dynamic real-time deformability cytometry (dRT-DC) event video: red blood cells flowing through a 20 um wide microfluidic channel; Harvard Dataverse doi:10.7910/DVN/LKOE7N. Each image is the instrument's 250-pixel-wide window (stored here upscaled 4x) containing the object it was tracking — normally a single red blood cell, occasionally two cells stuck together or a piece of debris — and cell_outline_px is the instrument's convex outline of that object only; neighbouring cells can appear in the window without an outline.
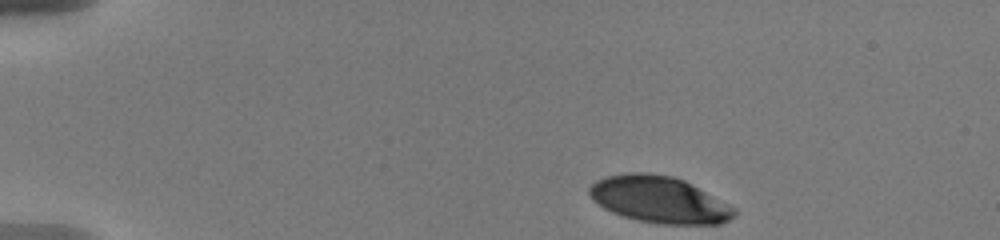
{"species": "human", "species_latin": "Homo sapiens", "temperature_condition": "warm", "stored_images_in_passage": 6, "camera_frame_rate_fps": 3000, "um_per_image_px": 0.085, "donor": {"sex": "male"}, "frame": {"image": 1, "passage_image": 1, "time_ms": 0.0, "image_size_px": [1000, 240], "cell_outline_px": [[736, 212], [728, 220], [720, 224], [656, 224], [636, 220], [612, 212], [604, 208], [592, 200], [588, 192], [588, 188], [596, 180], [604, 176], [628, 172], [648, 172], [672, 176], [684, 180], [692, 184], [736, 208]], "centroid_in_image_um": [56.0, 16.96], "position_along_channel_um": 29.0, "area_um2": 39.54}}
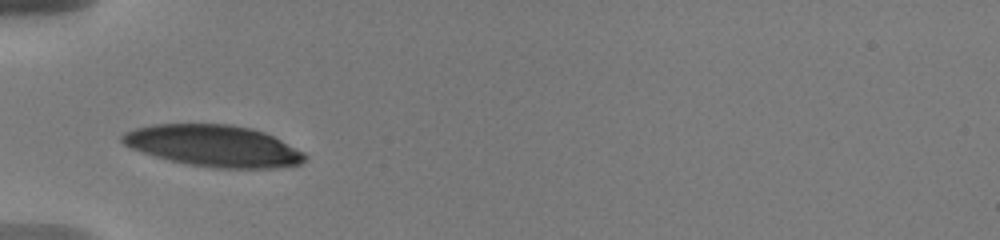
{"frame": {"image": 2, "passage_image": 4, "time_ms": 3.333, "image_size_px": [1000, 240], "cell_outline_px": [[308, 156], [300, 164], [276, 168], [216, 168], [188, 164], [156, 156], [132, 148], [124, 144], [120, 140], [120, 136], [124, 132], [136, 128], [152, 124], [232, 124], [252, 128], [264, 132], [304, 152]], "centroid_in_image_um": [18.17, 12.39], "position_along_channel_um": 66.8, "area_um2": 43.99}}
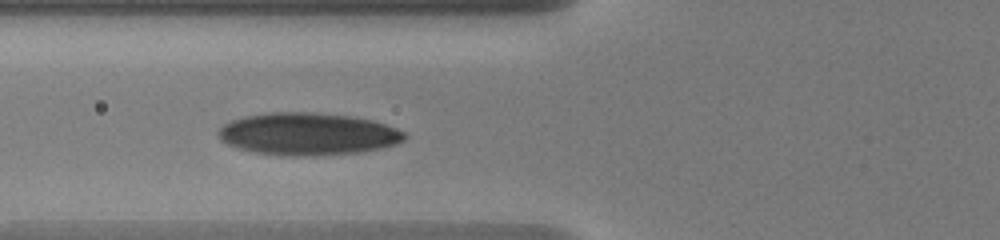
{"frame": {"image": 3, "passage_image": 5, "time_ms": 4.333, "image_size_px": [1000, 240], "cell_outline_px": [[408, 136], [404, 140], [396, 144], [380, 148], [360, 152], [316, 156], [288, 156], [256, 152], [236, 148], [220, 140], [216, 132], [224, 124], [232, 120], [244, 116], [268, 112], [312, 112], [352, 116], [372, 120], [396, 128], [404, 132]], "centroid_in_image_um": [26.15, 11.39], "position_along_channel_um": 99.6, "area_um2": 46.18}}